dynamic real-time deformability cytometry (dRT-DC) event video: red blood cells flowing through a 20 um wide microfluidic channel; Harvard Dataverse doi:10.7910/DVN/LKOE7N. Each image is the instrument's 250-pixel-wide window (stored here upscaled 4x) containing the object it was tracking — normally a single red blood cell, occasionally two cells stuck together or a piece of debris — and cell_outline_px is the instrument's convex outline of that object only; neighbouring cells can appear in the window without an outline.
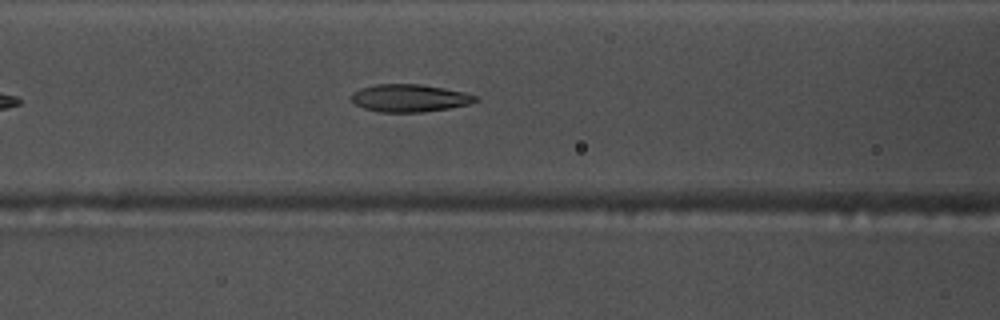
{"species": "common noctule bat (a hibernating species)", "species_latin": "Nyctalus noctula", "temperature_condition": "warm", "stored_images_in_passage": 25, "camera_frame_rate_fps": 3000, "um_per_image_px": 0.085, "animal": {"sex": "male", "body_mass_g": 17.5, "forearm_length_mm": 52.3}, "frame": {"image": 1, "passage_image": 11, "time_ms": 3.333, "image_size_px": [1000, 320], "cell_outline_px": [[480, 100], [468, 104], [448, 108], [420, 112], [380, 112], [364, 108], [356, 104], [352, 100], [352, 92], [360, 88], [376, 84], [420, 84], [444, 88], [464, 92], [476, 96]], "centroid_in_image_um": [34.81, 8.33], "position_along_channel_um": 131.8, "area_um2": 19.83}}
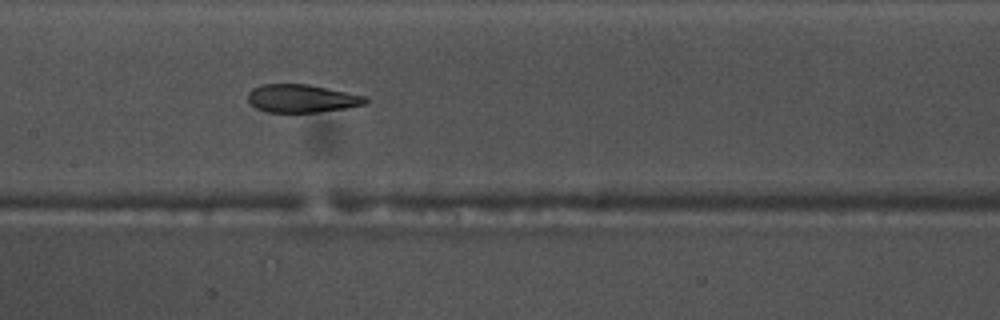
{"frame": {"image": 2, "passage_image": 15, "time_ms": 4.667, "image_size_px": [1000, 320], "cell_outline_px": [[368, 100], [364, 104], [348, 108], [320, 112], [264, 112], [248, 104], [248, 92], [252, 88], [260, 84], [308, 84], [328, 88], [364, 96]], "centroid_in_image_um": [25.59, 8.37], "position_along_channel_um": 181.8, "area_um2": 19.36}}